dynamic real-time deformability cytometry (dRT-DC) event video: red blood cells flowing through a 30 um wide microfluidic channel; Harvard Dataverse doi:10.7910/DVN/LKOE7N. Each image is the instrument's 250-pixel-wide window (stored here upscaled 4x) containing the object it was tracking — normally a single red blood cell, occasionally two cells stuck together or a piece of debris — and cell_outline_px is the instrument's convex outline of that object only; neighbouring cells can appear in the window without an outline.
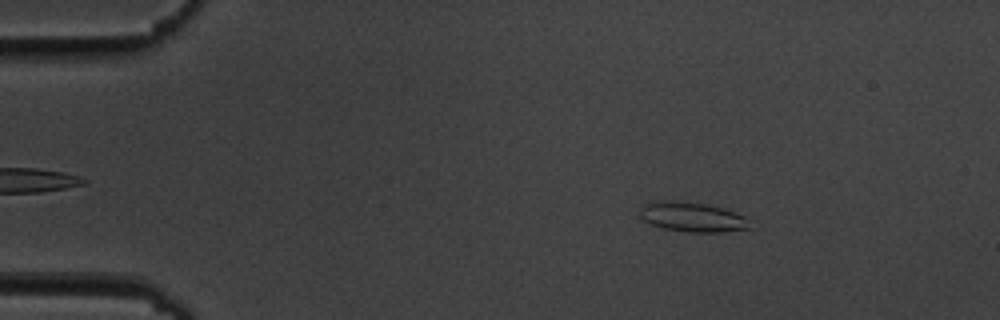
{"species": "common noctule bat (a hibernating species)", "species_latin": "Nyctalus noctula", "temperature_condition": "cold", "stored_images_in_passage": 55, "camera_frame_rate_fps": 3000, "um_per_image_px": 0.085, "animal": {"sex": "male", "body_mass_g": 19.5, "forearm_length_mm": 54.6}, "frame": {"image": 1, "passage_image": 8, "time_ms": 2.333, "image_size_px": [1000, 320], "cell_outline_px": [[756, 228], [720, 232], [688, 232], [664, 228], [652, 224], [644, 220], [640, 216], [640, 204], [656, 200], [676, 200], [708, 204], [724, 208], [744, 216]], "centroid_in_image_um": [58.86, 18.43], "position_along_channel_um": 26.1, "area_um2": 19.42}}
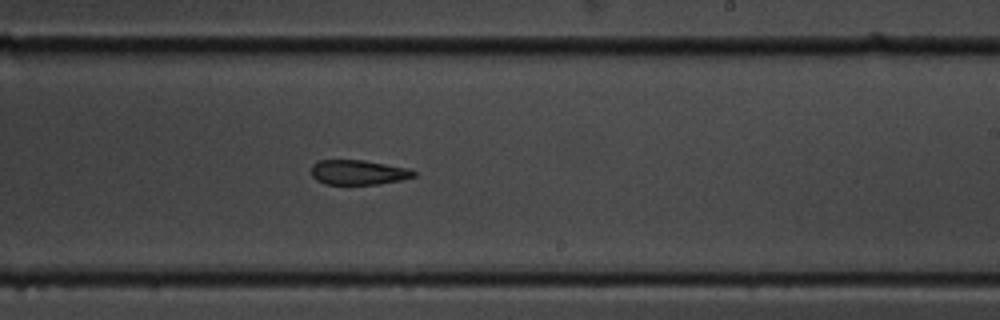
{"frame": {"image": 2, "passage_image": 33, "time_ms": 10.667, "image_size_px": [1000, 320], "cell_outline_px": [[416, 176], [400, 180], [380, 184], [324, 184], [316, 180], [312, 176], [312, 164], [316, 160], [364, 160], [408, 168], [416, 172]], "centroid_in_image_um": [30.44, 14.65], "position_along_channel_um": 258.6, "area_um2": 14.85}}
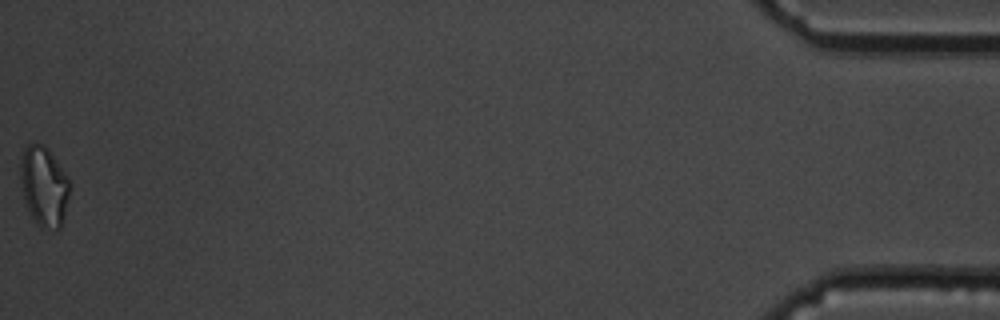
{"frame": {"image": 3, "passage_image": 55, "time_ms": 18.0, "image_size_px": [1000, 320], "cell_outline_px": [[72, 184], [60, 228], [40, 228], [36, 224], [24, 200], [20, 180], [20, 160], [24, 148], [28, 144], [44, 144], [48, 148], [68, 176]], "centroid_in_image_um": [3.74, 15.8], "position_along_channel_um": 431.5, "area_um2": 23.06}, "authors_computed_cell_mechanics": {"area_um2": 17.3978, "velocity_mm_per_s": 3.6201, "shape_relaxation_time_tau1_ms": 4.883, "shape_relaxation_time_tau2_ms": 7.6207, "deformation_change_tau1": 0.1108, "deformation_change_tau2": 0.1513}}